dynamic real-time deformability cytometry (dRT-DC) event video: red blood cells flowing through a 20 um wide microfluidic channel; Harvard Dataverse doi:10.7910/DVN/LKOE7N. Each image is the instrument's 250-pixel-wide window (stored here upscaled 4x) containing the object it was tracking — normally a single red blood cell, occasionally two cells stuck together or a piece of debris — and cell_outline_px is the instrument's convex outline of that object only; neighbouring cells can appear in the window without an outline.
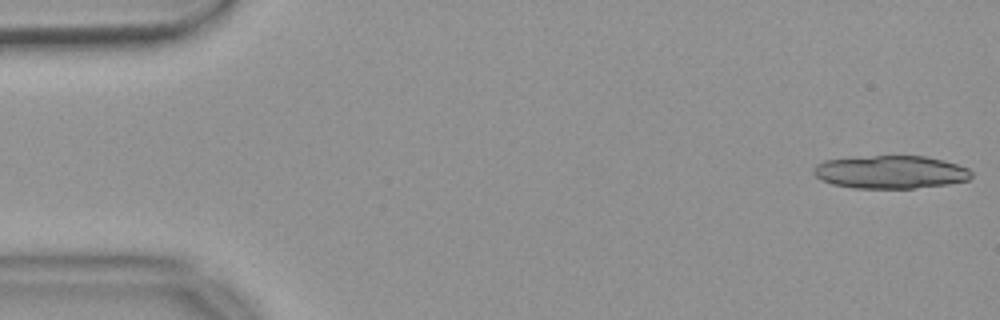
{"species": "common noctule bat (a hibernating species)", "species_latin": "Nyctalus noctula", "temperature_condition": "warm", "stored_images_in_passage": 20, "camera_frame_rate_fps": 3000, "um_per_image_px": 0.085, "animal": {"sex": "female", "body_mass_g": 18.4}, "frame": {"image": 1, "passage_image": 1, "time_ms": 0.0, "image_size_px": [1000, 320], "cell_outline_px": [[972, 176], [968, 180], [948, 184], [912, 188], [856, 188], [832, 184], [816, 176], [812, 172], [812, 168], [816, 164], [824, 160], [872, 156], [924, 156], [944, 160], [968, 168], [972, 172]], "centroid_in_image_um": [75.7, 14.62], "position_along_channel_um": 9.3, "area_um2": 30.23}}